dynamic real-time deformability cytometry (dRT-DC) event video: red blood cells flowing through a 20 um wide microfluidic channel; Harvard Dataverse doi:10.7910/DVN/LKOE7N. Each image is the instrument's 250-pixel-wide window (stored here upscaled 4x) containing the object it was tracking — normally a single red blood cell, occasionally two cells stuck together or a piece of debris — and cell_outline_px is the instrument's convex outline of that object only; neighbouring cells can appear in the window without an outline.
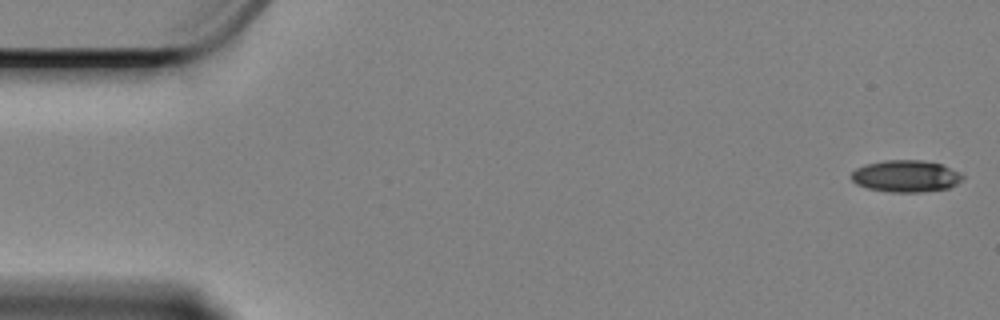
{"species": "Egyptian fruit bat (a non-hibernating species)", "species_latin": "Rousettus aegyptiacus", "temperature_condition": "cold", "stored_images_in_passage": 16, "camera_frame_rate_fps": 3000, "um_per_image_px": 0.085, "animal": {"sex": "female"}, "frame": {"image": 1, "passage_image": 1, "time_ms": 0.0, "image_size_px": [1000, 320], "cell_outline_px": [[964, 176], [956, 184], [948, 188], [920, 192], [892, 192], [868, 188], [856, 184], [852, 180], [852, 172], [856, 168], [864, 164], [884, 160], [924, 160], [940, 164], [960, 172]], "centroid_in_image_um": [76.98, 14.96], "position_along_channel_um": 8.0, "area_um2": 20.58}}
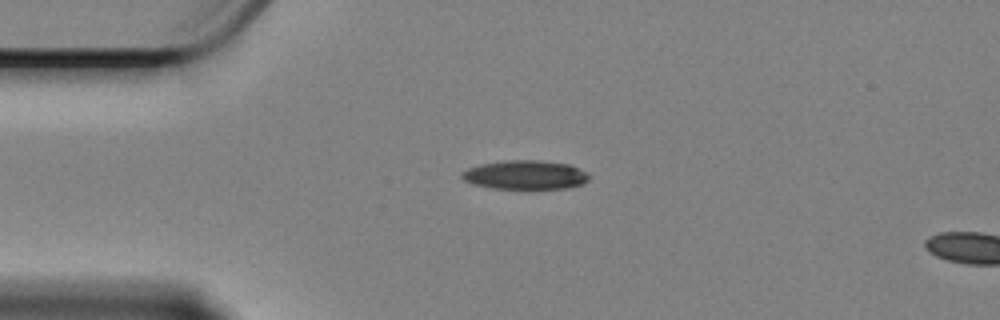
{"frame": {"image": 2, "passage_image": 13, "time_ms": 4.0, "image_size_px": [1000, 320], "cell_outline_px": [[588, 180], [584, 184], [568, 188], [492, 188], [472, 184], [464, 180], [460, 176], [468, 168], [480, 164], [504, 160], [536, 160], [568, 164], [584, 172], [588, 176]], "centroid_in_image_um": [44.61, 14.86], "position_along_channel_um": 40.4, "area_um2": 21.21}}